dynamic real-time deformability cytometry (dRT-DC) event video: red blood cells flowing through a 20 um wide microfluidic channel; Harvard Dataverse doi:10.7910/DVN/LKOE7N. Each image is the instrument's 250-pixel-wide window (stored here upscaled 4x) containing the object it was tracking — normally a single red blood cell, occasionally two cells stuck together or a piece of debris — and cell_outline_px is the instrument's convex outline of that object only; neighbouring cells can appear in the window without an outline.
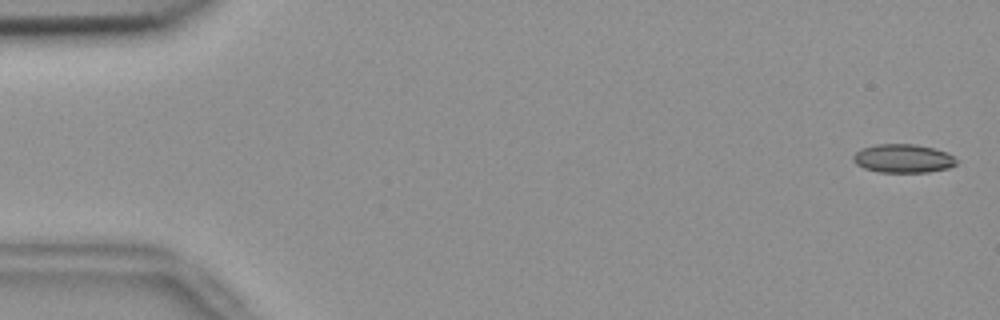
{"species": "common noctule bat (a hibernating species)", "species_latin": "Nyctalus noctula", "temperature_condition": "room temperature", "stored_images_in_passage": 55, "camera_frame_rate_fps": 3000, "um_per_image_px": 0.085, "animal": {"sex": "female", "body_mass_g": 18.4}, "frame": {"image": 1, "passage_image": 2, "time_ms": 0.333, "image_size_px": [1000, 320], "cell_outline_px": [[956, 164], [948, 168], [928, 172], [880, 172], [864, 168], [856, 164], [852, 160], [852, 156], [860, 148], [876, 144], [916, 144], [936, 148], [948, 152], [956, 160]], "centroid_in_image_um": [76.75, 13.46], "position_along_channel_um": 8.3, "area_um2": 17.34}}
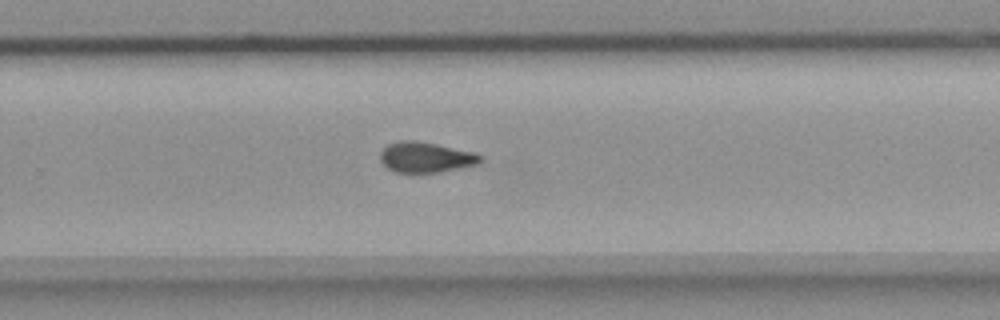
{"frame": {"image": 2, "passage_image": 36, "time_ms": 11.667, "image_size_px": [1000, 320], "cell_outline_px": [[484, 160], [480, 164], [436, 172], [396, 172], [388, 168], [380, 160], [380, 152], [388, 144], [400, 140], [416, 140], [436, 144], [472, 152], [480, 156]], "centroid_in_image_um": [36.17, 13.36], "position_along_channel_um": 293.6, "area_um2": 17.57}}
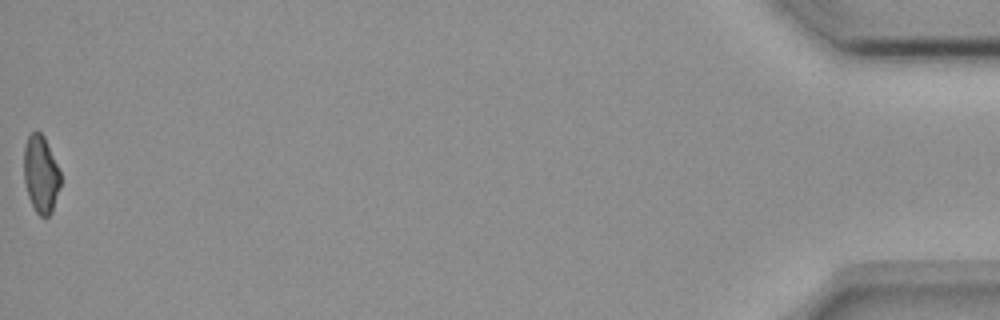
{"frame": {"image": 3, "passage_image": 55, "time_ms": 18.0, "image_size_px": [1000, 320], "cell_outline_px": [[60, 188], [52, 212], [48, 216], [40, 216], [36, 212], [28, 196], [24, 180], [24, 148], [28, 136], [36, 128], [44, 136], [60, 172]], "centroid_in_image_um": [3.47, 14.8], "position_along_channel_um": 431.7, "area_um2": 16.47}, "authors_computed_cell_mechanics": {"area_um2": 17.6868, "velocity_mm_per_s": 3.7527, "shape_relaxation_time_tau1_ms": 8.2581, "shape_relaxation_time_tau2_ms": 2.1642, "deformation_change_tau1": 0.1464, "deformation_change_tau2": 0.0717}}